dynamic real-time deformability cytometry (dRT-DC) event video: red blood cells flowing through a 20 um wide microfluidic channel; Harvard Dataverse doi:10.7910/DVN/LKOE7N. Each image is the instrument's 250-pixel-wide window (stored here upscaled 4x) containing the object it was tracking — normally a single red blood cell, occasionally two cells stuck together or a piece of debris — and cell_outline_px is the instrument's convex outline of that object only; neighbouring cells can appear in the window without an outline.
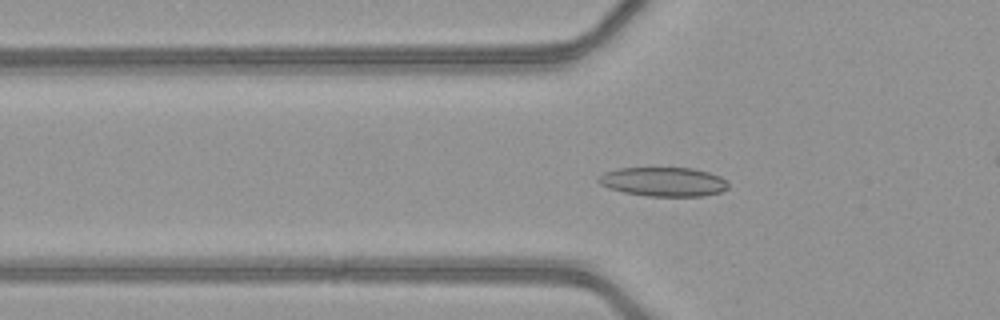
{"species": "common noctule bat (a hibernating species)", "species_latin": "Nyctalus noctula", "temperature_condition": "warm", "stored_images_in_passage": 53, "camera_frame_rate_fps": 3000, "um_per_image_px": 0.085, "animal": {"sex": "female", "body_mass_g": 21.9}, "frame": {"image": 1, "passage_image": 19, "time_ms": 6.0, "image_size_px": [1000, 320], "cell_outline_px": [[728, 188], [720, 192], [704, 196], [648, 196], [624, 192], [608, 188], [600, 184], [596, 180], [604, 172], [620, 168], [692, 168], [708, 172], [720, 176], [728, 184]], "centroid_in_image_um": [56.39, 15.45], "position_along_channel_um": 69.4, "area_um2": 21.96}}
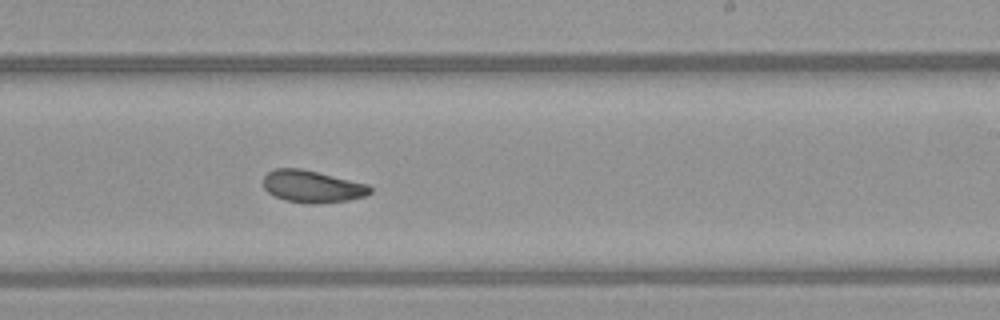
{"frame": {"image": 2, "passage_image": 33, "time_ms": 10.667, "image_size_px": [1000, 320], "cell_outline_px": [[372, 192], [364, 196], [348, 200], [316, 204], [308, 204], [284, 200], [268, 192], [264, 188], [264, 176], [268, 172], [276, 168], [300, 168], [368, 184], [372, 188]], "centroid_in_image_um": [26.54, 15.86], "position_along_channel_um": 262.5, "area_um2": 19.94}}
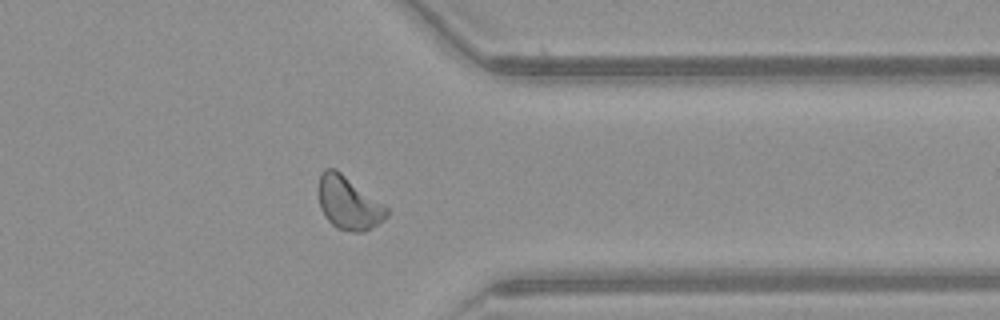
{"frame": {"image": 3, "passage_image": 42, "time_ms": 13.667, "image_size_px": [1000, 320], "cell_outline_px": [[388, 216], [384, 220], [372, 228], [364, 232], [352, 232], [336, 228], [324, 216], [320, 208], [316, 192], [320, 172], [324, 168], [336, 168], [384, 204], [388, 208]], "centroid_in_image_um": [29.59, 17.24], "position_along_channel_um": 381.8, "area_um2": 21.68}, "authors_computed_cell_mechanics": {"area_um2": 20.7502, "velocity_mm_per_s": 4.1377, "shape_relaxation_time_tau1_ms": 10.032, "shape_relaxation_time_tau2_ms": 3.6326, "deformation_change_tau1": 0.2038, "deformation_change_tau2": 0.0912}}